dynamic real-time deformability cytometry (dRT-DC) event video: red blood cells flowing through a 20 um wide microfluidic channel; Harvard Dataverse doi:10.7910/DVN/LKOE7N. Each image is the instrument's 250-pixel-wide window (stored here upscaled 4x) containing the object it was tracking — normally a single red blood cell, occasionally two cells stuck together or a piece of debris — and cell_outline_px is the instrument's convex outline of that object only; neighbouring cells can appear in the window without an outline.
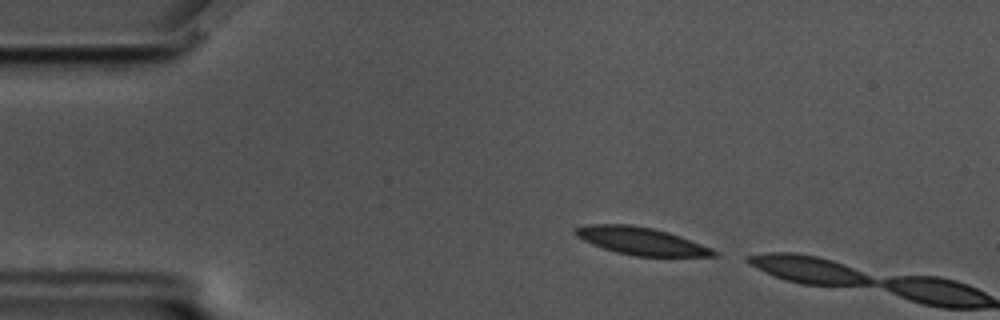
{"species": "common noctule bat (a hibernating species)", "species_latin": "Nyctalus noctula", "temperature_condition": "cold", "stored_images_in_passage": 5, "camera_frame_rate_fps": 3000, "um_per_image_px": 0.085, "animal": {"sex": "male", "body_mass_g": 17.5, "forearm_length_mm": 52.3}, "frame": {"image": 1, "passage_image": 3, "time_ms": 0.667, "image_size_px": [1000, 320], "cell_outline_px": [[720, 256], [636, 256], [616, 252], [592, 244], [576, 236], [576, 228], [588, 224], [628, 224], [652, 228], [668, 232], [680, 236], [712, 248]], "centroid_in_image_um": [54.52, 20.49], "position_along_channel_um": 30.5, "area_um2": 21.91}}